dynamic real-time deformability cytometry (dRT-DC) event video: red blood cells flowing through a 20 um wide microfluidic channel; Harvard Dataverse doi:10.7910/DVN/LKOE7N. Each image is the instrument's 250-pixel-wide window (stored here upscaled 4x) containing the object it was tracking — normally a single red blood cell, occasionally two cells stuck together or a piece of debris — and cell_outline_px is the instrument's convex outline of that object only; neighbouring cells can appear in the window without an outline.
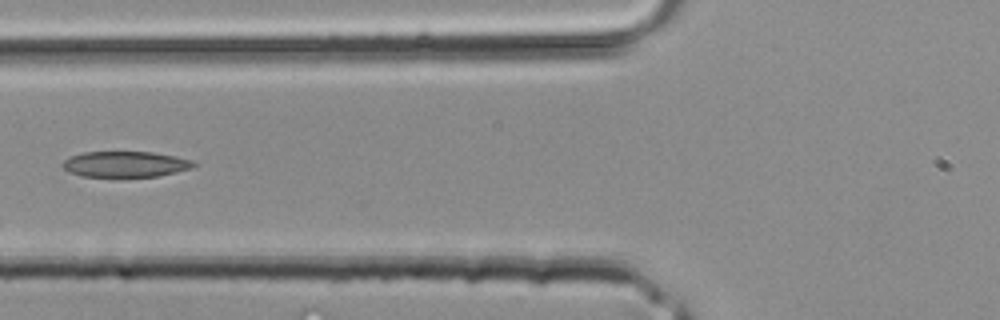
{"species": "common noctule bat (a hibernating species)", "species_latin": "Nyctalus noctula", "temperature_condition": "room temperature", "stored_images_in_passage": 2, "camera_frame_rate_fps": 3000, "um_per_image_px": 0.085, "animal": {"sex": "male", "body_mass_g": 20.4}, "frame": {"image": 1, "passage_image": 2, "time_ms": 0.333, "image_size_px": [1000, 320], "cell_outline_px": [[196, 164], [192, 168], [176, 172], [156, 176], [112, 180], [80, 176], [68, 172], [60, 164], [64, 160], [72, 156], [84, 152], [152, 152], [176, 156], [192, 160]], "centroid_in_image_um": [10.6, 14.01], "position_along_channel_um": 115.2, "area_um2": 20.63}}